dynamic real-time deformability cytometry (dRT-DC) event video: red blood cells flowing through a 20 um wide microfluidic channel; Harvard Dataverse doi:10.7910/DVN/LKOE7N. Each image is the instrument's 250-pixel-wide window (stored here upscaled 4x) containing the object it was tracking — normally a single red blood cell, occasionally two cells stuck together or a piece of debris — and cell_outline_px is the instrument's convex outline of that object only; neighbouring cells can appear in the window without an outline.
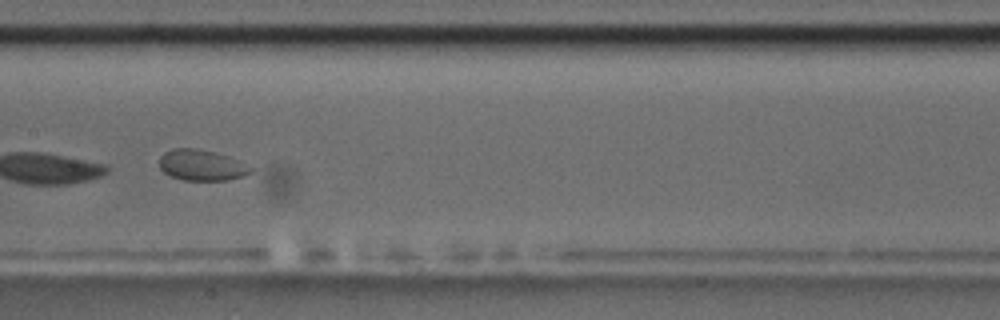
{"species": "common noctule bat (a hibernating species)", "species_latin": "Nyctalus noctula", "temperature_condition": "room temperature", "stored_images_in_passage": 4, "camera_frame_rate_fps": 3000, "um_per_image_px": 0.085, "animal": {"sex": "male", "body_mass_g": 17.5, "forearm_length_mm": 52.3}, "frame": {"image": 1, "passage_image": 4, "time_ms": 3.333, "image_size_px": [1000, 320], "cell_outline_px": [[252, 172], [244, 176], [228, 180], [184, 180], [172, 176], [164, 172], [160, 168], [160, 156], [164, 152], [172, 148], [196, 148], [216, 152], [236, 160], [252, 168]], "centroid_in_image_um": [17.11, 14.03], "position_along_channel_um": 190.3, "area_um2": 16.3}}